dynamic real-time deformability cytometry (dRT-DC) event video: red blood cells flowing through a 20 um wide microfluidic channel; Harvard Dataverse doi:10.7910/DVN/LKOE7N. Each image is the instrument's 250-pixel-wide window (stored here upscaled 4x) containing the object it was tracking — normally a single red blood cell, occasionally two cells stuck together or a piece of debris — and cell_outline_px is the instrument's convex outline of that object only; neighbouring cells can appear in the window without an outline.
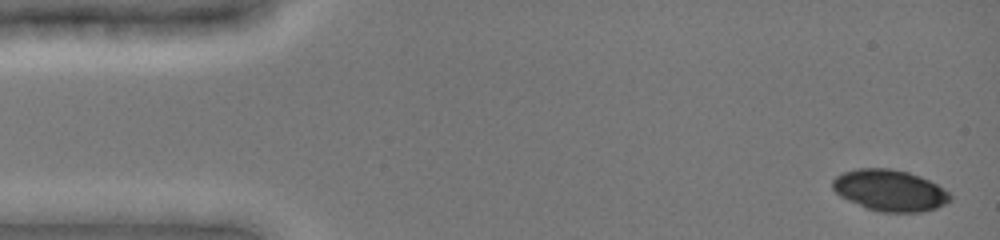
{"species": "common noctule bat (a hibernating species)", "species_latin": "Nyctalus noctula", "temperature_condition": "cold", "stored_images_in_passage": 48, "camera_frame_rate_fps": 3000, "um_per_image_px": 0.085, "animal": {"sex": "female", "body_mass_g": 19.0, "forearm_length_mm": 51.5}, "frame": {"image": 1, "passage_image": 2, "time_ms": 0.333, "image_size_px": [1000, 240], "cell_outline_px": [[952, 200], [936, 208], [920, 212], [880, 212], [868, 208], [848, 200], [840, 196], [832, 188], [832, 180], [836, 176], [844, 172], [856, 168], [888, 168], [908, 172], [920, 176], [944, 188], [952, 196]], "centroid_in_image_um": [75.64, 16.18], "position_along_channel_um": 9.4, "area_um2": 28.26}}
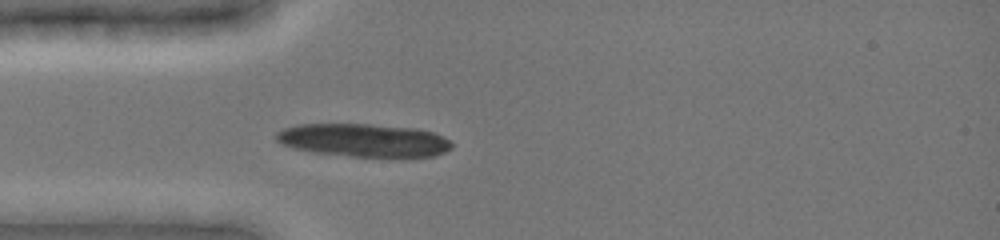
{"frame": {"image": 2, "passage_image": 14, "time_ms": 4.333, "image_size_px": [1000, 240], "cell_outline_px": [[452, 148], [444, 152], [432, 156], [352, 156], [316, 152], [292, 148], [280, 144], [276, 140], [276, 132], [284, 128], [296, 124], [372, 124], [416, 128], [432, 132], [448, 140], [452, 144]], "centroid_in_image_um": [30.86, 11.9], "position_along_channel_um": 54.1, "area_um2": 33.58}}